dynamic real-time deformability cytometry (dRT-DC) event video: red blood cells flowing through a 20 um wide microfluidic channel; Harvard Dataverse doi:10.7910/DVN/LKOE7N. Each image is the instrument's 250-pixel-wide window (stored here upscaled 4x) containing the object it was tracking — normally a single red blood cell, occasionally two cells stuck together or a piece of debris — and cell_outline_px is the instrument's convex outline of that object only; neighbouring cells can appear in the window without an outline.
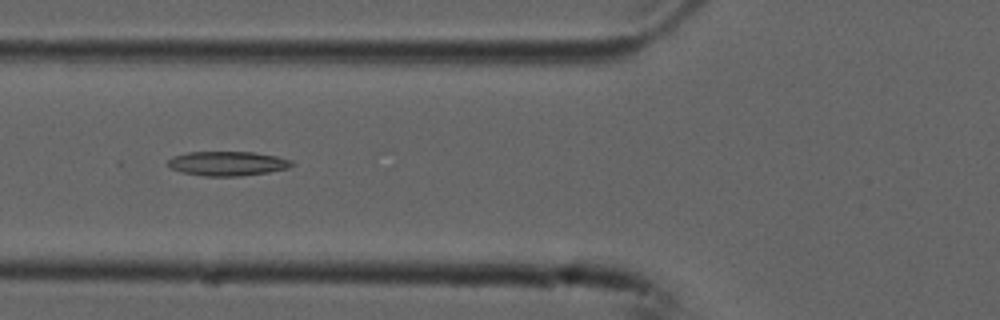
{"species": "common noctule bat (a hibernating species)", "species_latin": "Nyctalus noctula", "temperature_condition": "cold", "stored_images_in_passage": 9, "camera_frame_rate_fps": 3000, "um_per_image_px": 0.085, "animal": {"sex": "male", "forearm_length_mm": 52.5}, "frame": {"image": 1, "passage_image": 6, "time_ms": 1.667, "image_size_px": [1000, 320], "cell_outline_px": [[296, 164], [288, 168], [268, 172], [240, 176], [204, 176], [180, 172], [168, 168], [164, 164], [172, 156], [188, 152], [252, 152], [276, 156], [292, 160]], "centroid_in_image_um": [19.28, 13.9], "position_along_channel_um": 106.5, "area_um2": 17.86}}
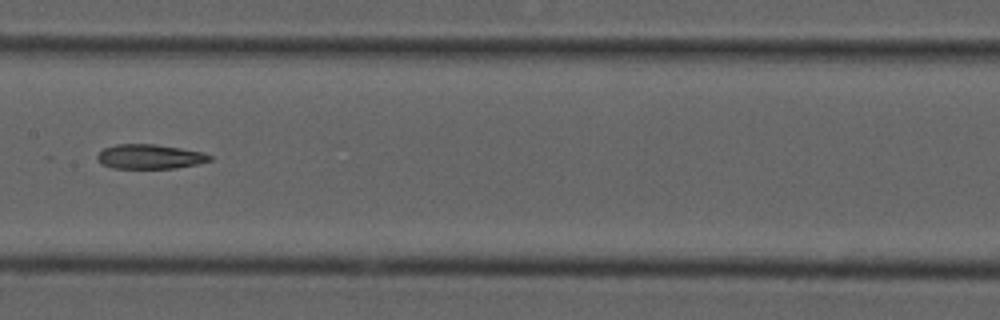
{"frame": {"image": 2, "passage_image": 8, "time_ms": 2.333, "image_size_px": [1000, 320], "cell_outline_px": [[212, 160], [196, 164], [176, 168], [112, 168], [104, 164], [96, 156], [104, 148], [116, 144], [156, 144], [180, 148], [200, 152], [212, 156]], "centroid_in_image_um": [12.74, 13.31], "position_along_channel_um": 194.7, "area_um2": 15.84}}
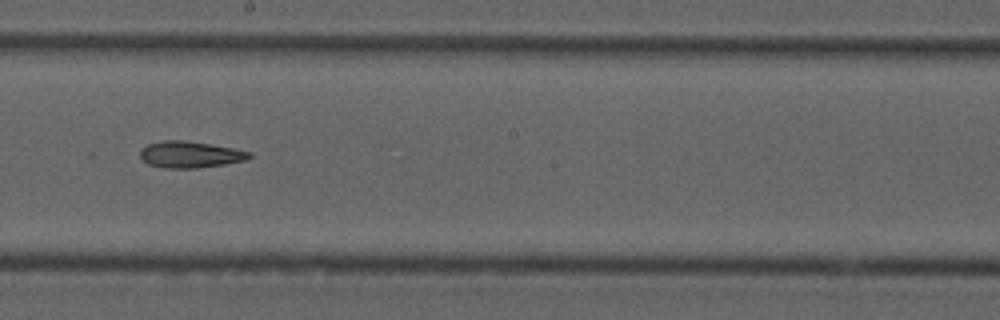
{"frame": {"image": 3, "passage_image": 9, "time_ms": 2.667, "image_size_px": [1000, 320], "cell_outline_px": [[252, 156], [248, 160], [224, 164], [196, 168], [164, 168], [148, 164], [140, 156], [140, 152], [148, 144], [164, 140], [184, 140], [232, 148], [252, 152]], "centroid_in_image_um": [16.19, 13.14], "position_along_channel_um": 232.0, "area_um2": 16.7}}